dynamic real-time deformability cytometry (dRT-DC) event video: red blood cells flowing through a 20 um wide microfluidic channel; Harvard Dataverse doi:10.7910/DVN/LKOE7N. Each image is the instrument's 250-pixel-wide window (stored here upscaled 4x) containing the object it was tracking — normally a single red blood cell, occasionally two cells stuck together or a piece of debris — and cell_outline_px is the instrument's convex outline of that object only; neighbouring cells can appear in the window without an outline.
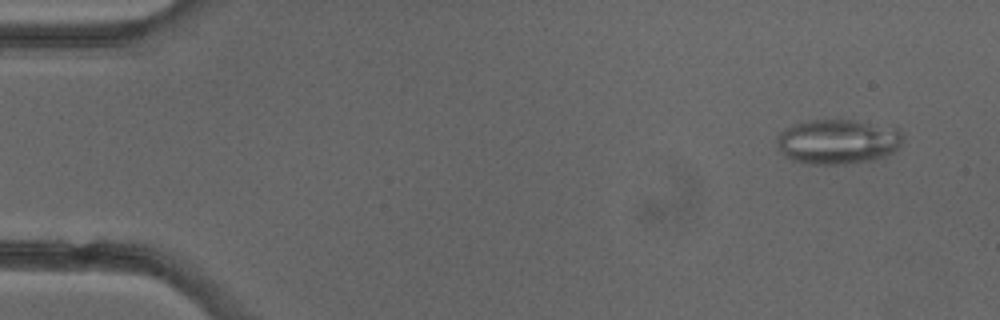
{"species": "common noctule bat (a hibernating species)", "species_latin": "Nyctalus noctula", "temperature_condition": "cold", "stored_images_in_passage": 4, "camera_frame_rate_fps": 3000, "um_per_image_px": 0.085, "animal": {"sex": "female"}, "frame": {"image": 1, "passage_image": 1, "time_ms": 0.0, "image_size_px": [1000, 320], "cell_outline_px": [[904, 136], [900, 144], [892, 152], [884, 156], [872, 160], [844, 164], [804, 164], [792, 160], [784, 156], [776, 148], [776, 136], [784, 128], [792, 124], [808, 120], [852, 120], [900, 128]], "centroid_in_image_um": [71.15, 12.03], "position_along_channel_um": 13.8, "area_um2": 33.35}}